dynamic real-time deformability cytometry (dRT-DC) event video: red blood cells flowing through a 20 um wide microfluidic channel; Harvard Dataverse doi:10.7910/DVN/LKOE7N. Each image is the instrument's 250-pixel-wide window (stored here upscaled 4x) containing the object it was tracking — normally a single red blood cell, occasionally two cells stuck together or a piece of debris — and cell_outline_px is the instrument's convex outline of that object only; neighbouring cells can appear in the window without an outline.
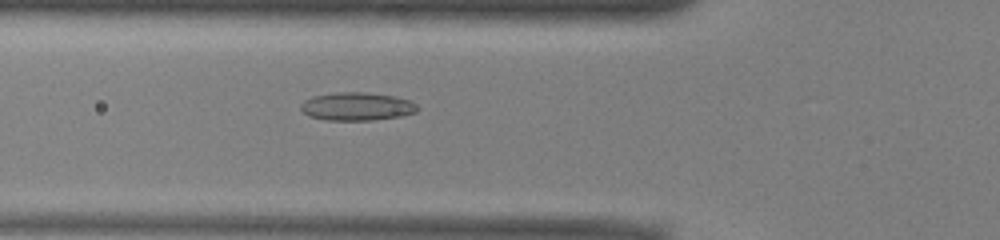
{"species": "common noctule bat (a hibernating species)", "species_latin": "Nyctalus noctula", "temperature_condition": "warm", "stored_images_in_passage": 27, "camera_frame_rate_fps": 3000, "um_per_image_px": 0.085, "animal": {"sex": "male", "body_mass_g": 13.0, "forearm_length_mm": 53.1}, "frame": {"image": 1, "passage_image": 18, "time_ms": 5.667, "image_size_px": [1000, 240], "cell_outline_px": [[420, 108], [416, 112], [400, 116], [372, 120], [328, 120], [308, 116], [300, 108], [300, 104], [304, 100], [312, 96], [336, 92], [368, 92], [396, 96], [408, 100], [416, 104]], "centroid_in_image_um": [30.33, 9.04], "position_along_channel_um": 95.5, "area_um2": 19.25}}
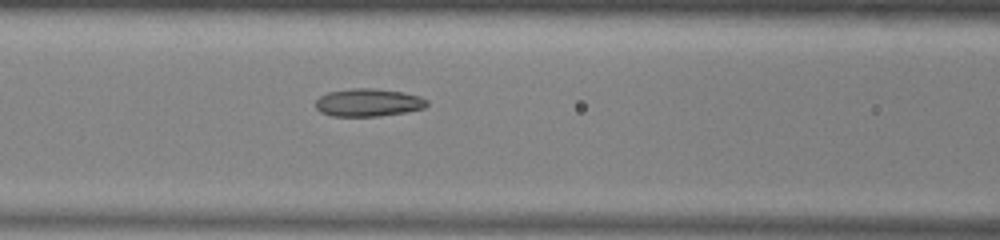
{"frame": {"image": 2, "passage_image": 21, "time_ms": 6.667, "image_size_px": [1000, 240], "cell_outline_px": [[428, 104], [424, 108], [404, 112], [380, 116], [332, 116], [320, 112], [316, 108], [316, 100], [320, 96], [328, 92], [352, 88], [372, 88], [404, 92], [420, 96], [428, 100]], "centroid_in_image_um": [31.3, 8.71], "position_along_channel_um": 135.3, "area_um2": 18.09}}
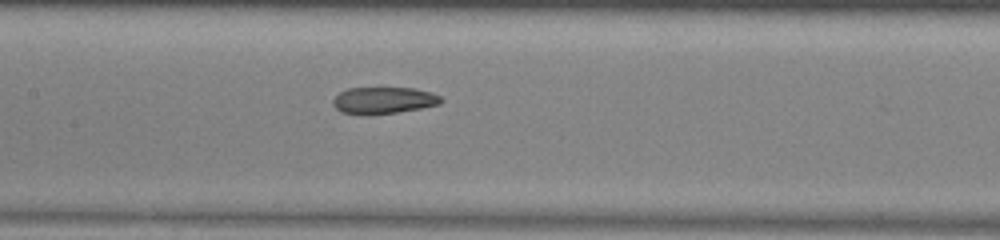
{"frame": {"image": 3, "passage_image": 24, "time_ms": 7.667, "image_size_px": [1000, 240], "cell_outline_px": [[444, 100], [440, 104], [420, 108], [396, 112], [340, 112], [332, 104], [332, 100], [340, 92], [348, 88], [416, 88], [432, 92], [440, 96]], "centroid_in_image_um": [32.66, 8.48], "position_along_channel_um": 174.7, "area_um2": 16.24}}